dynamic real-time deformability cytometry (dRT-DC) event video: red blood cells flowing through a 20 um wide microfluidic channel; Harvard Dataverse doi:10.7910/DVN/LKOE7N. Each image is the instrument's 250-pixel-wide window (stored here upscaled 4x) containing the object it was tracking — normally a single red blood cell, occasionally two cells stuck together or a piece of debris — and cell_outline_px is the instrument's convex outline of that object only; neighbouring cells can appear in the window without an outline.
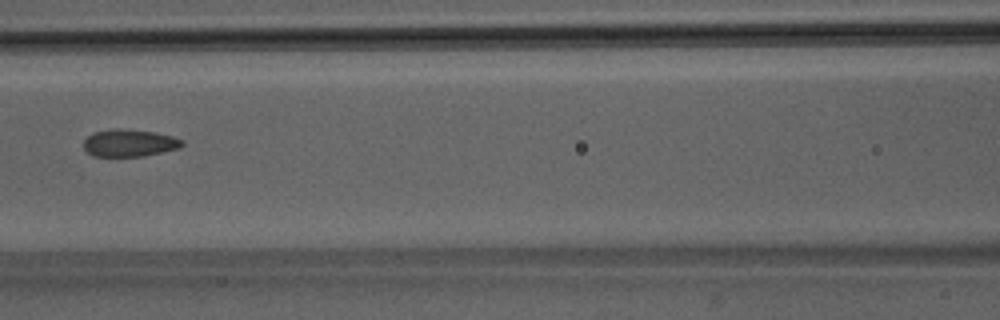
{"species": "Egyptian fruit bat (a non-hibernating species)", "species_latin": "Rousettus aegyptiacus", "temperature_condition": "room temperature", "stored_images_in_passage": 8, "camera_frame_rate_fps": 3000, "um_per_image_px": 0.085, "animal": {"sex": "male"}, "frame": {"image": 1, "passage_image": 6, "time_ms": 6.667, "image_size_px": [1000, 320], "cell_outline_px": [[184, 144], [180, 148], [144, 156], [92, 156], [84, 148], [84, 140], [92, 132], [116, 128], [120, 128], [156, 132], [172, 136], [184, 140]], "centroid_in_image_um": [11.01, 12.14], "position_along_channel_um": 155.6, "area_um2": 15.78}}